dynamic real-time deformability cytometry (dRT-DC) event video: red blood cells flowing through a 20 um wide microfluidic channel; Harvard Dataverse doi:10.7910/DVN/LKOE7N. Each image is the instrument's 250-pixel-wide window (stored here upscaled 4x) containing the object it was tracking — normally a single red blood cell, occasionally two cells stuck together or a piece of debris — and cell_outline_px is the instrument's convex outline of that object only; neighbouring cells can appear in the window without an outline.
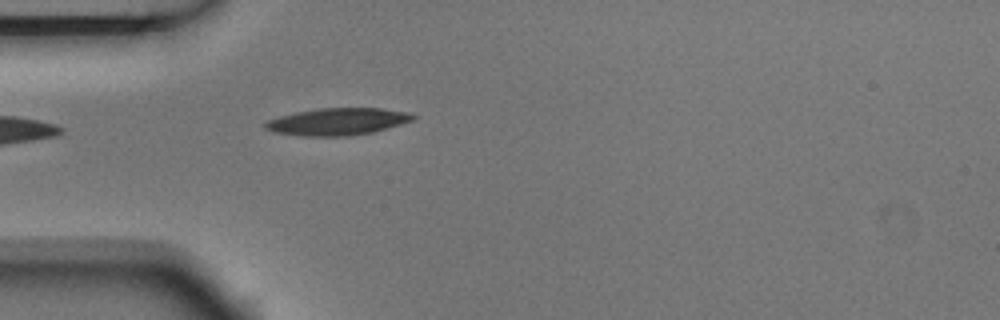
{"species": "Egyptian fruit bat (a non-hibernating species)", "species_latin": "Rousettus aegyptiacus", "temperature_condition": "room temperature", "stored_images_in_passage": 5, "camera_frame_rate_fps": 3000, "um_per_image_px": 0.085, "animal": {"sex": "male"}, "frame": {"image": 1, "passage_image": 5, "time_ms": 1.333, "image_size_px": [1000, 320], "cell_outline_px": [[416, 116], [412, 120], [400, 124], [372, 132], [348, 136], [300, 136], [272, 132], [264, 128], [264, 124], [268, 120], [280, 116], [296, 112], [320, 108], [380, 108], [412, 112]], "centroid_in_image_um": [28.68, 10.33], "position_along_channel_um": 56.3, "area_um2": 23.35}}